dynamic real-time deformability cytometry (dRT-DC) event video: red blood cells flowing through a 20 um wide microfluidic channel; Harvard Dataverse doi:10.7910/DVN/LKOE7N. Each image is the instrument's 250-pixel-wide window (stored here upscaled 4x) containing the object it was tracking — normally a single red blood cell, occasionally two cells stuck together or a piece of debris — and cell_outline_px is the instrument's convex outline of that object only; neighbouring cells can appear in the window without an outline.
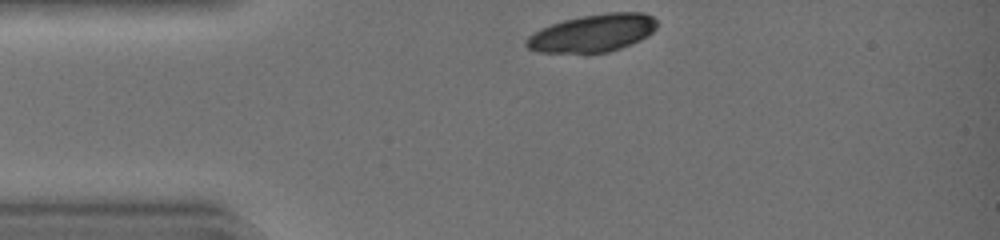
{"species": "common noctule bat (a hibernating species)", "species_latin": "Nyctalus noctula", "temperature_condition": "warm", "stored_images_in_passage": 30, "camera_frame_rate_fps": 3000, "um_per_image_px": 0.085, "animal": {"sex": "female", "body_mass_g": 19.0, "forearm_length_mm": 51.5}, "frame": {"image": 1, "passage_image": 1, "time_ms": 0.0, "image_size_px": [1000, 240], "cell_outline_px": [[656, 28], [648, 36], [640, 40], [620, 48], [608, 52], [584, 56], [536, 52], [528, 48], [524, 44], [524, 40], [532, 32], [540, 28], [564, 20], [580, 16], [608, 12], [644, 12], [652, 16], [656, 20]], "centroid_in_image_um": [50.31, 2.86], "position_along_channel_um": 34.7, "area_um2": 29.71}}
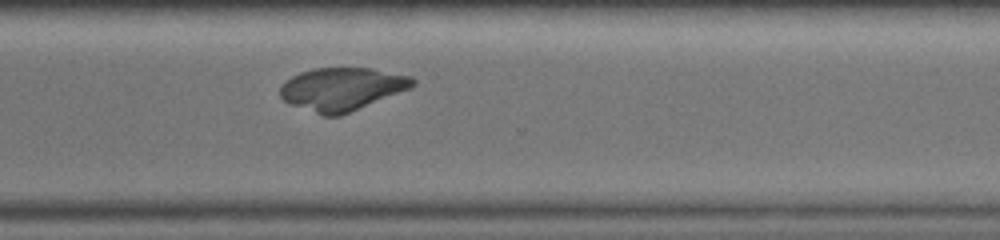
{"frame": {"image": 2, "passage_image": 24, "time_ms": 7.667, "image_size_px": [1000, 240], "cell_outline_px": [[416, 84], [412, 88], [340, 116], [324, 116], [292, 104], [284, 100], [280, 96], [280, 84], [292, 76], [300, 72], [312, 68], [372, 68], [412, 76], [416, 80]], "centroid_in_image_um": [29.1, 7.55], "position_along_channel_um": 341.5, "area_um2": 33.29}}
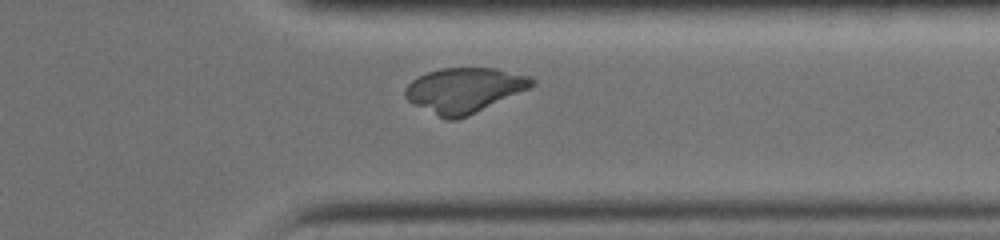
{"frame": {"image": 3, "passage_image": 26, "time_ms": 8.333, "image_size_px": [1000, 240], "cell_outline_px": [[536, 84], [532, 88], [468, 116], [456, 120], [448, 120], [408, 100], [404, 96], [404, 88], [412, 80], [428, 72], [440, 68], [496, 68], [532, 76], [536, 80]], "centroid_in_image_um": [39.55, 7.65], "position_along_channel_um": 371.9, "area_um2": 33.23}}